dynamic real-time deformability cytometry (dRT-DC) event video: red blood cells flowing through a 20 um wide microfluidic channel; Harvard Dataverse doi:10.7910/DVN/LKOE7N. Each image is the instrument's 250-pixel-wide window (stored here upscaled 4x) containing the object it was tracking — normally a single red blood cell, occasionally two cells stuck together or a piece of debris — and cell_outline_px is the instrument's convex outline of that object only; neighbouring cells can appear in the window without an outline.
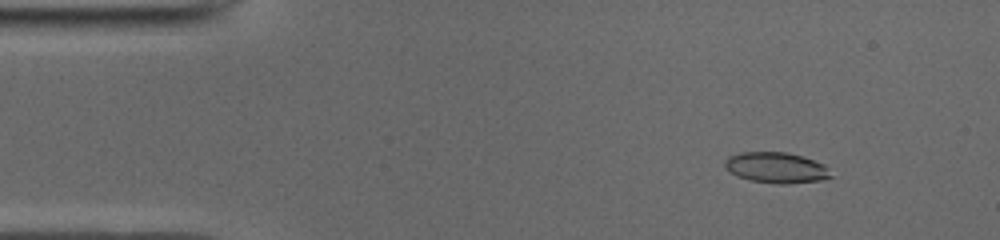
{"species": "common noctule bat (a hibernating species)", "species_latin": "Nyctalus noctula", "temperature_condition": "cold", "stored_images_in_passage": 50, "camera_frame_rate_fps": 3000, "um_per_image_px": 0.085, "animal": {"sex": "male", "body_mass_g": 19.0, "forearm_length_mm": 50.8}, "frame": {"image": 1, "passage_image": 5, "time_ms": 1.333, "image_size_px": [1000, 240], "cell_outline_px": [[832, 176], [824, 180], [788, 184], [776, 184], [752, 180], [736, 176], [724, 168], [724, 160], [728, 156], [740, 152], [788, 152], [824, 164]], "centroid_in_image_um": [65.94, 14.25], "position_along_channel_um": 19.1, "area_um2": 19.07}}
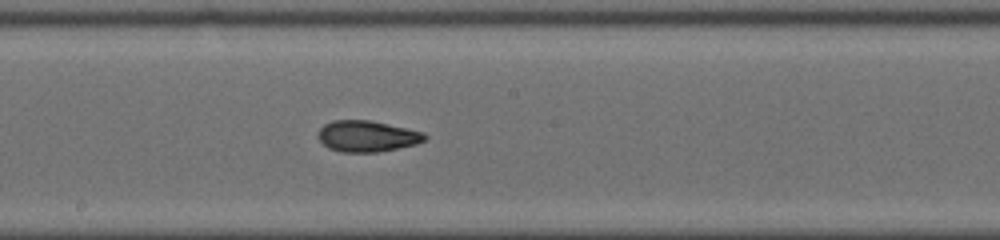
{"frame": {"image": 2, "passage_image": 26, "time_ms": 8.333, "image_size_px": [1000, 240], "cell_outline_px": [[428, 136], [424, 140], [416, 144], [376, 152], [340, 152], [328, 148], [316, 136], [316, 132], [324, 124], [332, 120], [368, 120], [388, 124], [424, 132]], "centroid_in_image_um": [31.16, 11.57], "position_along_channel_um": 217.0, "area_um2": 19.36}}
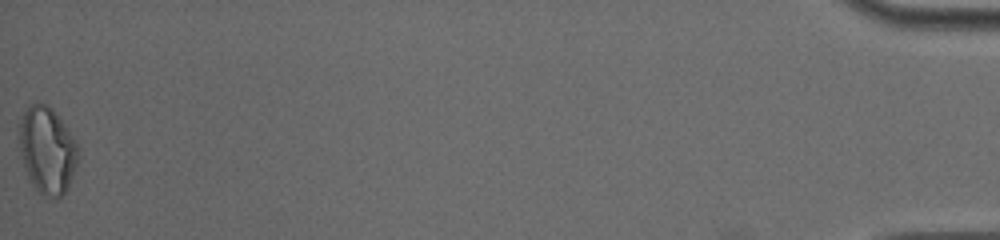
{"frame": {"image": 3, "passage_image": 50, "time_ms": 16.333, "image_size_px": [1000, 240], "cell_outline_px": [[76, 164], [68, 188], [56, 200], [52, 200], [44, 196], [32, 184], [28, 176], [20, 152], [20, 116], [28, 104], [36, 100], [48, 104], [52, 108], [76, 144]], "centroid_in_image_um": [3.97, 12.74], "position_along_channel_um": 431.2, "area_um2": 29.36}, "authors_computed_cell_mechanics": {"area_um2": 19.5942, "velocity_mm_per_s": 3.9576, "shape_relaxation_time_tau1_ms": 3.6558, "shape_relaxation_time_tau2_ms": 1.7688, "deformation_change_tau1": 0.1559, "deformation_change_tau2": 0.0816}}